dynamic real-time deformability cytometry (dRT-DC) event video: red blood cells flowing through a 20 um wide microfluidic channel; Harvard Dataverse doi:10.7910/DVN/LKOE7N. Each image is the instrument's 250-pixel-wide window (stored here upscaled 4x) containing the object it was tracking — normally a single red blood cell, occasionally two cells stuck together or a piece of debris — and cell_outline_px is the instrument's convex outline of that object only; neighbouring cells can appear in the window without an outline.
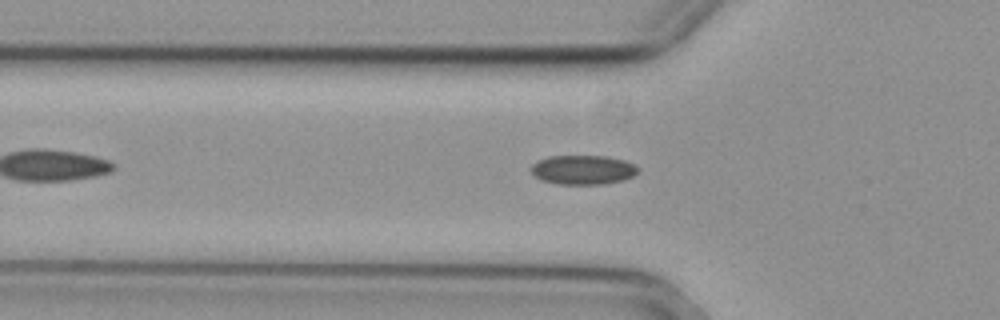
{"species": "common noctule bat (a hibernating species)", "species_latin": "Nyctalus noctula", "temperature_condition": "cold", "stored_images_in_passage": 41, "camera_frame_rate_fps": 3000, "um_per_image_px": 0.085, "animal": {"sex": "female", "body_mass_g": 29.2, "forearm_length_mm": 56.3}, "frame": {"image": 1, "passage_image": 9, "time_ms": 2.667, "image_size_px": [1000, 320], "cell_outline_px": [[640, 168], [632, 176], [624, 180], [604, 184], [556, 184], [540, 180], [528, 168], [536, 160], [548, 156], [604, 156], [624, 160]], "centroid_in_image_um": [49.49, 14.43], "position_along_channel_um": 76.3, "area_um2": 18.38}}
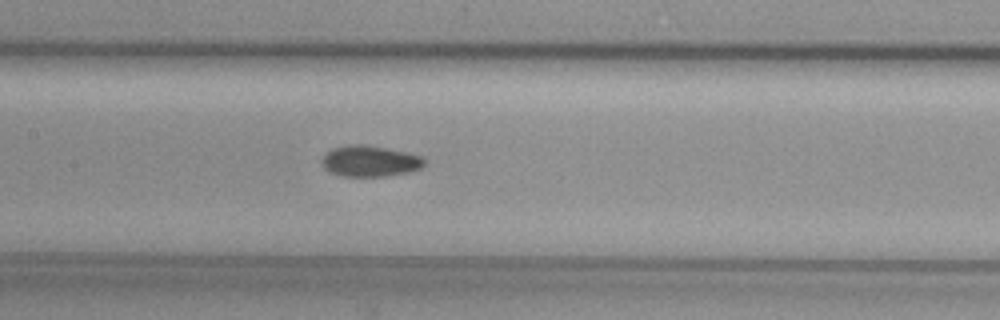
{"frame": {"image": 2, "passage_image": 17, "time_ms": 5.333, "image_size_px": [1000, 320], "cell_outline_px": [[424, 164], [420, 168], [408, 172], [384, 176], [340, 176], [328, 172], [320, 164], [320, 160], [332, 148], [348, 144], [368, 144], [408, 152], [424, 156]], "centroid_in_image_um": [31.41, 13.68], "position_along_channel_um": 176.0, "area_um2": 18.84}}
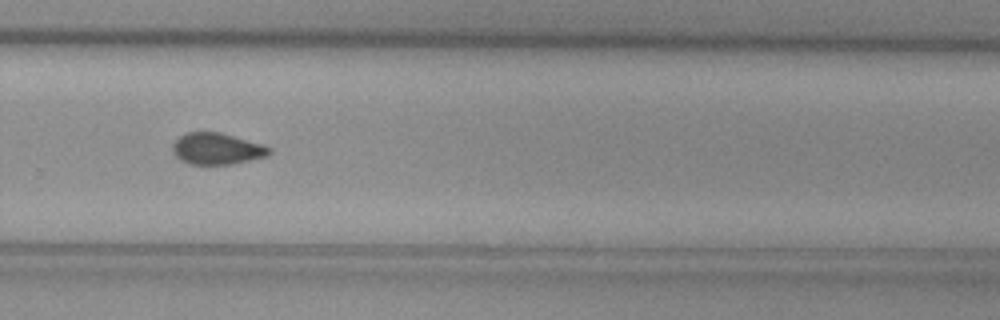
{"frame": {"image": 3, "passage_image": 28, "time_ms": 9.0, "image_size_px": [1000, 320], "cell_outline_px": [[272, 152], [268, 156], [232, 164], [188, 164], [180, 160], [172, 152], [172, 144], [180, 136], [188, 132], [220, 132], [264, 144], [272, 148]], "centroid_in_image_um": [18.46, 12.64], "position_along_channel_um": 311.3, "area_um2": 17.92}}